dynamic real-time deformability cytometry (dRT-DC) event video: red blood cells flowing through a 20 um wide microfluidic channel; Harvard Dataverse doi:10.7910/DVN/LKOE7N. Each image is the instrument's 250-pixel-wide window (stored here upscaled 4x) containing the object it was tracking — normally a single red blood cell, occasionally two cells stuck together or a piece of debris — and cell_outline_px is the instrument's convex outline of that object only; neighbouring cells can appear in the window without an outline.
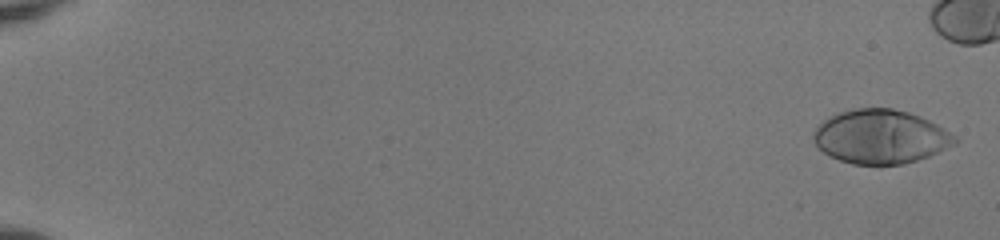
{"species": "human", "species_latin": "Homo sapiens", "temperature_condition": "room temperature", "stored_images_in_passage": 8, "camera_frame_rate_fps": 3000, "um_per_image_px": 0.085, "donor": {"sex": "female"}, "frame": {"image": 1, "passage_image": 1, "time_ms": 0.0, "image_size_px": [1000, 240], "cell_outline_px": [[960, 140], [956, 144], [928, 156], [904, 164], [852, 164], [840, 160], [824, 152], [812, 140], [812, 132], [824, 120], [836, 112], [852, 108], [892, 108], [908, 112], [920, 116], [936, 124], [956, 136]], "centroid_in_image_um": [74.84, 11.6], "position_along_channel_um": 10.2, "area_um2": 44.39}}